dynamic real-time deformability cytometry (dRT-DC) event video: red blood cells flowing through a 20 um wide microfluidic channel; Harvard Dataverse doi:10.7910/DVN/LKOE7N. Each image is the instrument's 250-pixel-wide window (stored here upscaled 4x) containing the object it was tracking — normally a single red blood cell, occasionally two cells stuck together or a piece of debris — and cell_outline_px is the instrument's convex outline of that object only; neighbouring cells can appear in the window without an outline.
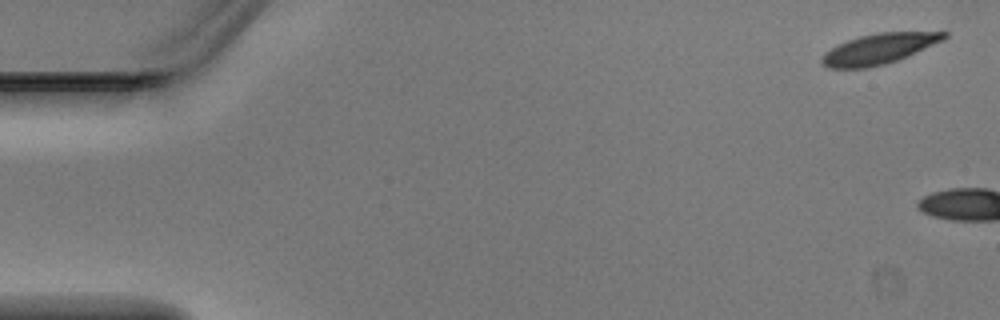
{"species": "Egyptian fruit bat (a non-hibernating species)", "species_latin": "Rousettus aegyptiacus", "temperature_condition": "warm", "stored_images_in_passage": 2, "camera_frame_rate_fps": 3000, "um_per_image_px": 0.085, "animal": {"sex": "male"}, "frame": {"image": 1, "passage_image": 1, "time_ms": 0.0, "image_size_px": [1000, 320], "cell_outline_px": [[948, 36], [944, 40], [908, 56], [884, 64], [868, 68], [828, 68], [820, 60], [824, 52], [848, 40], [860, 36], [876, 32], [948, 32]], "centroid_in_image_um": [74.73, 4.15], "position_along_channel_um": 10.3, "area_um2": 21.5}}